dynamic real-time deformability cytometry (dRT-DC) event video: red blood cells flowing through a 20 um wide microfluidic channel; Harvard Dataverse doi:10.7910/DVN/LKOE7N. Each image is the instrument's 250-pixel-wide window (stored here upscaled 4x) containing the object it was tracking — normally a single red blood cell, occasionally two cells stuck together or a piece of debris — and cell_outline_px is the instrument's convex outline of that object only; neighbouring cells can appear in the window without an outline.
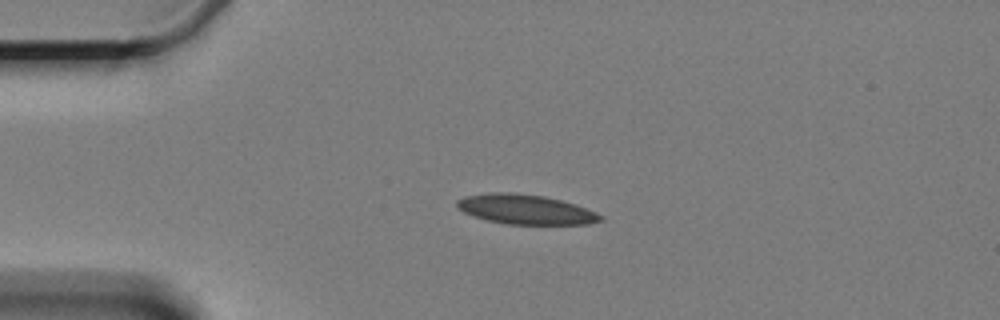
{"species": "Egyptian fruit bat (a non-hibernating species)", "species_latin": "Rousettus aegyptiacus", "temperature_condition": "cold", "stored_images_in_passage": 6, "camera_frame_rate_fps": 3000, "um_per_image_px": 0.085, "animal": {"sex": "female"}, "frame": {"image": 1, "passage_image": 4, "time_ms": 4.333, "image_size_px": [1000, 320], "cell_outline_px": [[604, 220], [588, 224], [508, 224], [488, 220], [464, 212], [456, 208], [456, 200], [464, 196], [488, 192], [516, 192], [544, 196], [576, 204], [596, 212], [604, 216]], "centroid_in_image_um": [44.68, 17.78], "position_along_channel_um": 40.3, "area_um2": 24.97}}
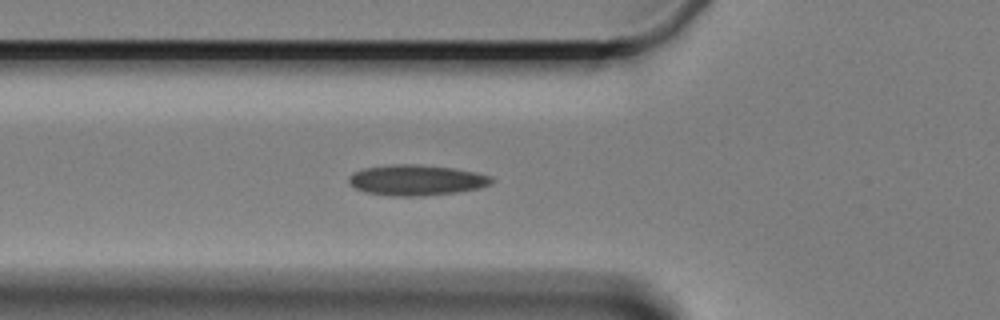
{"frame": {"image": 2, "passage_image": 6, "time_ms": 6.667, "image_size_px": [1000, 320], "cell_outline_px": [[496, 180], [492, 184], [480, 188], [460, 192], [424, 196], [396, 196], [364, 192], [348, 184], [348, 176], [352, 172], [364, 168], [388, 164], [420, 164], [452, 168], [476, 172], [492, 176]], "centroid_in_image_um": [35.41, 15.31], "position_along_channel_um": 90.4, "area_um2": 25.95}}